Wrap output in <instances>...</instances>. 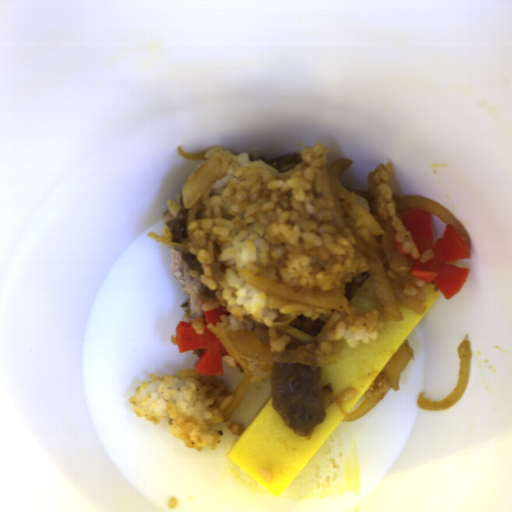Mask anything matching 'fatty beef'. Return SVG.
Returning a JSON list of instances; mask_svg holds the SVG:
<instances>
[{"label": "fatty beef", "mask_w": 512, "mask_h": 512, "mask_svg": "<svg viewBox=\"0 0 512 512\" xmlns=\"http://www.w3.org/2000/svg\"><path fill=\"white\" fill-rule=\"evenodd\" d=\"M326 322L321 319H312L310 316L299 315L292 319V325L304 334L316 336L324 330Z\"/></svg>", "instance_id": "51303b74"}, {"label": "fatty beef", "mask_w": 512, "mask_h": 512, "mask_svg": "<svg viewBox=\"0 0 512 512\" xmlns=\"http://www.w3.org/2000/svg\"><path fill=\"white\" fill-rule=\"evenodd\" d=\"M393 194H394L393 199L395 201L396 208H397L396 213L399 215L400 213L404 212L405 210H408V209H401L400 201L402 198L397 193H393Z\"/></svg>", "instance_id": "9584ab52"}, {"label": "fatty beef", "mask_w": 512, "mask_h": 512, "mask_svg": "<svg viewBox=\"0 0 512 512\" xmlns=\"http://www.w3.org/2000/svg\"><path fill=\"white\" fill-rule=\"evenodd\" d=\"M216 290H211L204 284L201 285V287L197 291L198 299H200L203 302H213L218 301V298L215 294Z\"/></svg>", "instance_id": "90047fb2"}, {"label": "fatty beef", "mask_w": 512, "mask_h": 512, "mask_svg": "<svg viewBox=\"0 0 512 512\" xmlns=\"http://www.w3.org/2000/svg\"><path fill=\"white\" fill-rule=\"evenodd\" d=\"M188 208L180 209L173 220L167 221L166 226L171 233L172 242L186 244L188 242L187 224Z\"/></svg>", "instance_id": "5ad873be"}, {"label": "fatty beef", "mask_w": 512, "mask_h": 512, "mask_svg": "<svg viewBox=\"0 0 512 512\" xmlns=\"http://www.w3.org/2000/svg\"><path fill=\"white\" fill-rule=\"evenodd\" d=\"M206 349H192V354L193 355H196L197 358H201V356L203 355V353L205 352Z\"/></svg>", "instance_id": "626b1e2c"}, {"label": "fatty beef", "mask_w": 512, "mask_h": 512, "mask_svg": "<svg viewBox=\"0 0 512 512\" xmlns=\"http://www.w3.org/2000/svg\"><path fill=\"white\" fill-rule=\"evenodd\" d=\"M321 381L320 366L274 362L270 368L272 408L297 436L311 435L327 416L334 392Z\"/></svg>", "instance_id": "8fa450e3"}, {"label": "fatty beef", "mask_w": 512, "mask_h": 512, "mask_svg": "<svg viewBox=\"0 0 512 512\" xmlns=\"http://www.w3.org/2000/svg\"><path fill=\"white\" fill-rule=\"evenodd\" d=\"M180 256L184 263L188 266L189 275L193 278H201L203 266L197 259L196 255L188 250V252H181Z\"/></svg>", "instance_id": "7934fd38"}, {"label": "fatty beef", "mask_w": 512, "mask_h": 512, "mask_svg": "<svg viewBox=\"0 0 512 512\" xmlns=\"http://www.w3.org/2000/svg\"><path fill=\"white\" fill-rule=\"evenodd\" d=\"M303 160L302 153H291L281 155L273 160H268L265 164L280 173H286L298 165Z\"/></svg>", "instance_id": "2513f850"}, {"label": "fatty beef", "mask_w": 512, "mask_h": 512, "mask_svg": "<svg viewBox=\"0 0 512 512\" xmlns=\"http://www.w3.org/2000/svg\"><path fill=\"white\" fill-rule=\"evenodd\" d=\"M368 187H344L349 193L359 196L368 203V211L380 225L381 233L373 236L359 220L349 216L343 208L345 198L343 192L333 191L334 204L345 226L350 228L353 242L359 254L365 259L375 260L383 265L386 275L392 284L404 289L412 272L411 260L401 255L395 245L393 222L391 218H383L378 211L379 185L376 170L367 176Z\"/></svg>", "instance_id": "1bbc456c"}, {"label": "fatty beef", "mask_w": 512, "mask_h": 512, "mask_svg": "<svg viewBox=\"0 0 512 512\" xmlns=\"http://www.w3.org/2000/svg\"><path fill=\"white\" fill-rule=\"evenodd\" d=\"M369 278H371L370 272H369V270H366L363 273H361L359 275H356L353 278H351L350 282H347V284L345 286L344 294H343V296L345 297L347 302L351 301L354 298V296H350V295H348L346 293L347 288L348 287H358V288H361Z\"/></svg>", "instance_id": "6575b59f"}, {"label": "fatty beef", "mask_w": 512, "mask_h": 512, "mask_svg": "<svg viewBox=\"0 0 512 512\" xmlns=\"http://www.w3.org/2000/svg\"><path fill=\"white\" fill-rule=\"evenodd\" d=\"M284 350H301L318 354L320 350V343H298L291 338L289 344Z\"/></svg>", "instance_id": "f438e4f6"}]
</instances>
